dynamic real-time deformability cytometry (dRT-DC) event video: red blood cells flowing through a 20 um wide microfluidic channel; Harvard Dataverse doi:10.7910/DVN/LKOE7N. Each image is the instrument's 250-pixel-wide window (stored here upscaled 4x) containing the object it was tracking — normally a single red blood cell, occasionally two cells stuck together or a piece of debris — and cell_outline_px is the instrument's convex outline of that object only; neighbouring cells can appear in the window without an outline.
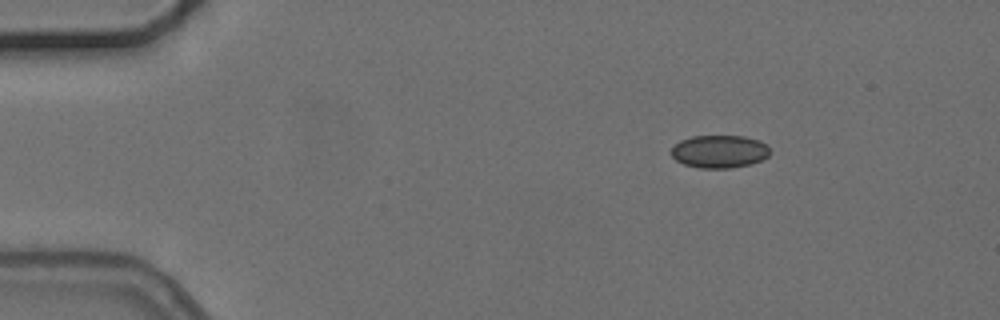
{"species": "common noctule bat (a hibernating species)", "species_latin": "Nyctalus noctula", "temperature_condition": "cold", "stored_images_in_passage": 3, "camera_frame_rate_fps": 3000, "um_per_image_px": 0.085, "animal": {"sex": "female", "body_mass_g": 24.6, "forearm_length_mm": 56.2}, "frame": {"image": 1, "passage_image": 1, "time_ms": 0.0, "image_size_px": [1000, 320], "cell_outline_px": [[772, 152], [768, 156], [752, 164], [728, 168], [700, 168], [684, 164], [676, 160], [672, 156], [672, 148], [680, 140], [692, 136], [744, 136], [760, 140], [768, 144]], "centroid_in_image_um": [61.2, 12.87], "position_along_channel_um": 23.8, "area_um2": 19.02}}